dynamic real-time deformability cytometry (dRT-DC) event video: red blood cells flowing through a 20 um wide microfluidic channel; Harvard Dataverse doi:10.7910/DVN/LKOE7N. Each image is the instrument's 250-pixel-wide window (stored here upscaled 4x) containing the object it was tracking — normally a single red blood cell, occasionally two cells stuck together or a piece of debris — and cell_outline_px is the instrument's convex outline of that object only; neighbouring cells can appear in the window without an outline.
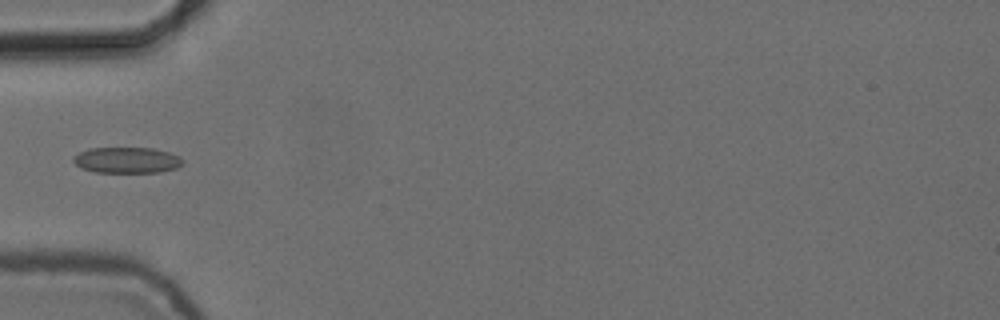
{"species": "common noctule bat (a hibernating species)", "species_latin": "Nyctalus noctula", "temperature_condition": "cold", "stored_images_in_passage": 5, "camera_frame_rate_fps": 3000, "um_per_image_px": 0.085, "animal": {"sex": "female", "body_mass_g": 24.6, "forearm_length_mm": 56.2}, "frame": {"image": 1, "passage_image": 5, "time_ms": 1.333, "image_size_px": [1000, 320], "cell_outline_px": [[184, 164], [176, 168], [160, 172], [96, 172], [80, 168], [72, 160], [72, 156], [88, 148], [152, 148], [168, 152], [180, 156], [184, 160]], "centroid_in_image_um": [10.79, 13.61], "position_along_channel_um": 74.2, "area_um2": 16.65}}